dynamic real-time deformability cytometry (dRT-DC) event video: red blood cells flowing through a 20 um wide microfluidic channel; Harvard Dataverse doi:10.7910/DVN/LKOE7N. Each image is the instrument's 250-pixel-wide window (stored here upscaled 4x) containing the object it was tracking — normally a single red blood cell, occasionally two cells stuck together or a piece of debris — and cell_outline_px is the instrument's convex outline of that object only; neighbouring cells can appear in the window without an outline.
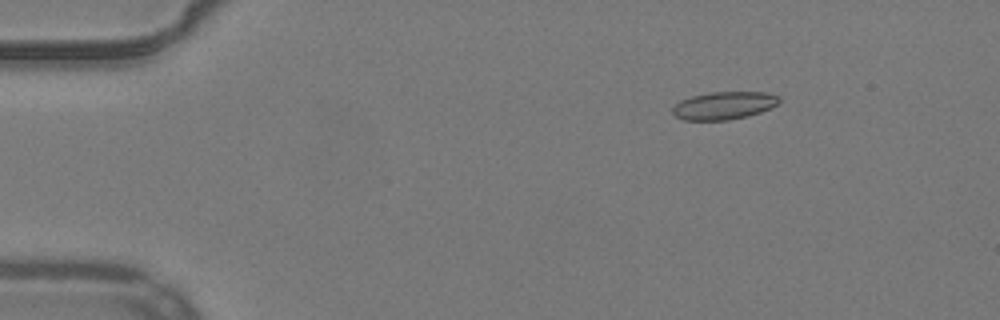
{"species": "common noctule bat (a hibernating species)", "species_latin": "Nyctalus noctula", "temperature_condition": "warm", "stored_images_in_passage": 49, "camera_frame_rate_fps": 3000, "um_per_image_px": 0.085, "animal": {"sex": "male", "body_mass_g": 19.2, "forearm_length_mm": 51.8}, "frame": {"image": 1, "passage_image": 4, "time_ms": 1.0, "image_size_px": [1000, 320], "cell_outline_px": [[780, 100], [776, 104], [760, 112], [748, 116], [728, 120], [684, 120], [676, 116], [672, 112], [672, 108], [680, 100], [692, 96], [712, 92], [768, 92], [780, 96]], "centroid_in_image_um": [61.53, 8.96], "position_along_channel_um": 23.5, "area_um2": 17.17}}
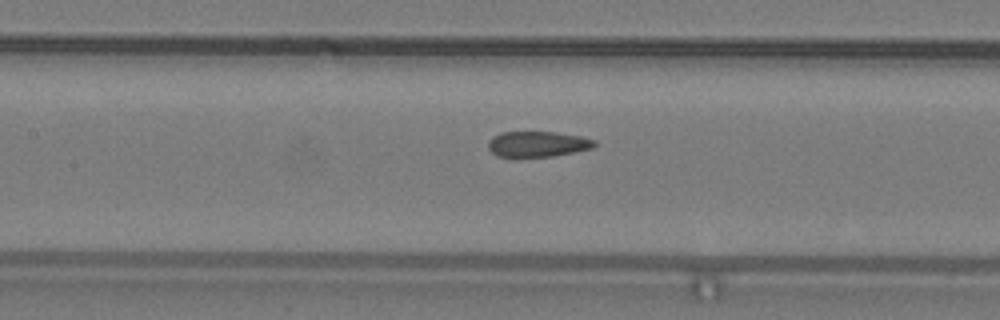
{"frame": {"image": 2, "passage_image": 21, "time_ms": 6.667, "image_size_px": [1000, 320], "cell_outline_px": [[596, 144], [592, 148], [552, 156], [512, 160], [496, 156], [488, 148], [488, 140], [492, 136], [500, 132], [556, 132], [580, 136], [596, 140]], "centroid_in_image_um": [45.6, 12.28], "position_along_channel_um": 161.8, "area_um2": 16.53}}
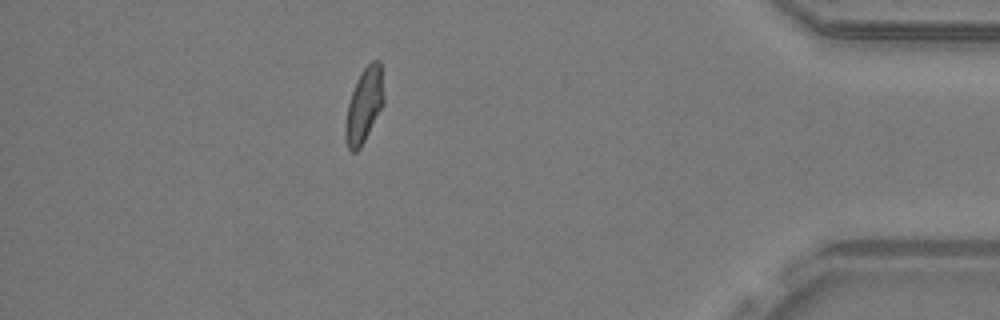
{"frame": {"image": 3, "passage_image": 43, "time_ms": 14.0, "image_size_px": [1000, 320], "cell_outline_px": [[384, 104], [360, 148], [356, 152], [352, 152], [348, 148], [344, 140], [344, 124], [348, 104], [356, 80], [364, 68], [372, 60], [380, 60], [384, 96]], "centroid_in_image_um": [30.93, 8.97], "position_along_channel_um": 404.3, "area_um2": 16.76}, "authors_computed_cell_mechanics": {"area_um2": 16.8776, "velocity_mm_per_s": 3.9349, "shape_relaxation_time_tau1_ms": null, "shape_relaxation_time_tau2_ms": 0.8528, "deformation_change_tau1": null, "deformation_change_tau2": 0.0552}}